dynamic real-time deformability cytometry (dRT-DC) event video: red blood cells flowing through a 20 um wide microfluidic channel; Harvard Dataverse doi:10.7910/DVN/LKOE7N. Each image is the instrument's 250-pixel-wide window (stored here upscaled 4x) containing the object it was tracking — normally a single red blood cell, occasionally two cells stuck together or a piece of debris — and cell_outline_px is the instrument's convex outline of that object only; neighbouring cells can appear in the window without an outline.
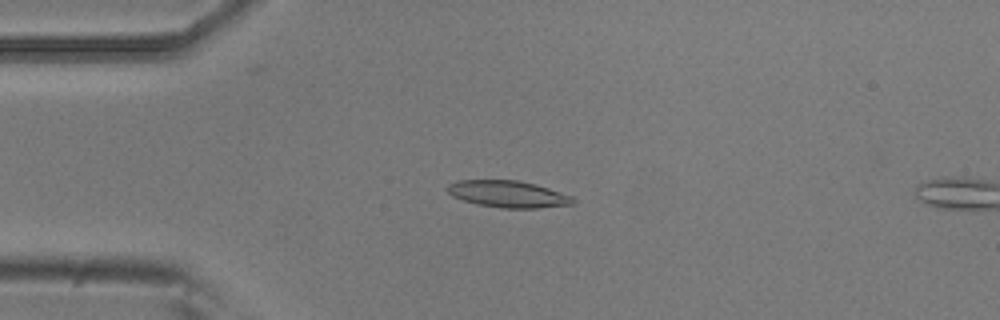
{"species": "common noctule bat (a hibernating species)", "species_latin": "Nyctalus noctula", "temperature_condition": "room temperature", "stored_images_in_passage": 4, "segment_of_instrument_passage": [1, 2], "camera_frame_rate_fps": 3000, "um_per_image_px": 0.085, "animal": {"sex": "male", "body_mass_g": 20.5, "forearm_length_mm": 52.5}, "frame": {"image": 1, "passage_image": 3, "time_ms": 0.667, "image_size_px": [1000, 320], "cell_outline_px": [[576, 200], [572, 204], [536, 208], [500, 208], [476, 204], [452, 196], [448, 192], [448, 184], [460, 180], [516, 180], [536, 184], [572, 196]], "centroid_in_image_um": [43.18, 16.5], "position_along_channel_um": 41.8, "area_um2": 19.48}}